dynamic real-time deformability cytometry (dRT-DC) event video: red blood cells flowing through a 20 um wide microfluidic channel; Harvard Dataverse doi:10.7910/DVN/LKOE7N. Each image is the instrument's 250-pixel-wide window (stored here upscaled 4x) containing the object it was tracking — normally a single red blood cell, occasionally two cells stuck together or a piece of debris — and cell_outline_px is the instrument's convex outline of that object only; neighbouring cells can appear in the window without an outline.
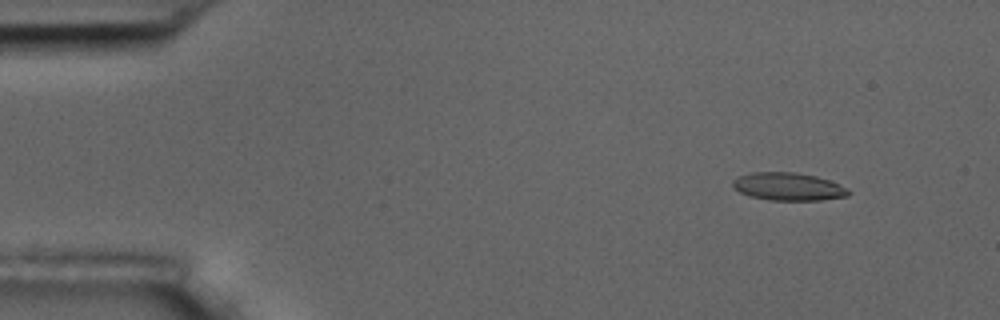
{"species": "common noctule bat (a hibernating species)", "species_latin": "Nyctalus noctula", "temperature_condition": "room temperature", "stored_images_in_passage": 5, "camera_frame_rate_fps": 3000, "um_per_image_px": 0.085, "animal": {"sex": "male", "body_mass_g": 17.5, "forearm_length_mm": 52.3}, "frame": {"image": 1, "passage_image": 2, "time_ms": 1.333, "image_size_px": [1000, 320], "cell_outline_px": [[852, 192], [848, 196], [820, 200], [768, 200], [752, 196], [740, 192], [732, 188], [732, 180], [740, 176], [752, 172], [796, 172], [816, 176], [828, 180], [848, 188]], "centroid_in_image_um": [67.01, 15.86], "position_along_channel_um": 18.0, "area_um2": 18.79}}
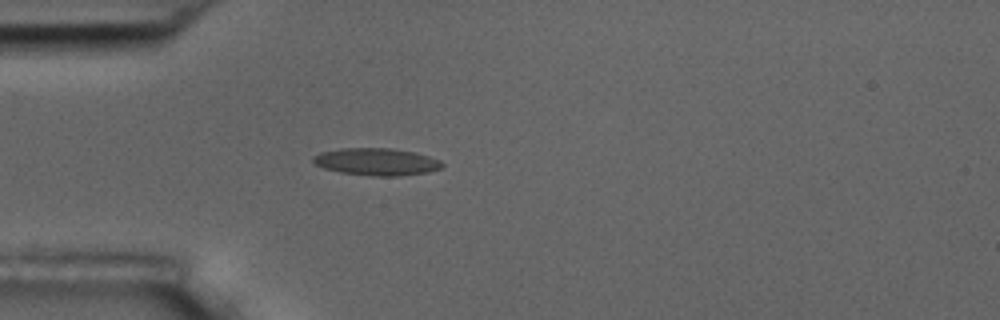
{"frame": {"image": 2, "passage_image": 5, "time_ms": 4.667, "image_size_px": [1000, 320], "cell_outline_px": [[444, 164], [440, 168], [428, 172], [396, 176], [372, 176], [340, 172], [324, 168], [316, 164], [312, 160], [312, 156], [320, 152], [340, 148], [392, 148], [412, 152], [428, 156], [440, 160]], "centroid_in_image_um": [31.97, 13.74], "position_along_channel_um": 53.0, "area_um2": 20.4}}